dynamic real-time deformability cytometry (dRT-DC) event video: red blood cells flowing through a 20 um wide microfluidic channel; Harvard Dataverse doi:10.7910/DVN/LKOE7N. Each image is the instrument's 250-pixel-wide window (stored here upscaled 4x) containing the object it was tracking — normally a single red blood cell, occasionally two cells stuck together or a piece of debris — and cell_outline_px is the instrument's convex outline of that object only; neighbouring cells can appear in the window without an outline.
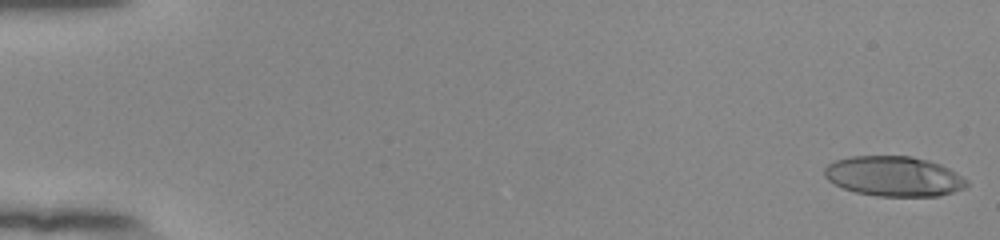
{"species": "human", "species_latin": "Homo sapiens", "temperature_condition": "room temperature", "stored_images_in_passage": 54, "camera_frame_rate_fps": 3000, "um_per_image_px": 0.085, "donor": {"sex": "female"}, "frame": {"image": 1, "passage_image": 1, "time_ms": 0.0, "image_size_px": [1000, 240], "cell_outline_px": [[968, 184], [964, 188], [952, 192], [936, 196], [876, 196], [856, 192], [844, 188], [828, 180], [824, 176], [824, 168], [828, 164], [836, 160], [848, 156], [912, 156], [928, 160], [940, 164], [956, 172], [968, 180]], "centroid_in_image_um": [75.97, 14.98], "position_along_channel_um": 9.0, "area_um2": 33.18}}
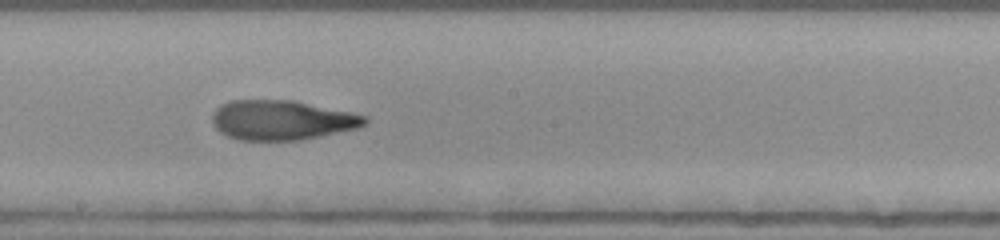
{"frame": {"image": 2, "passage_image": 31, "time_ms": 10.0, "image_size_px": [1000, 240], "cell_outline_px": [[368, 124], [356, 128], [320, 136], [300, 140], [240, 140], [228, 136], [220, 132], [212, 124], [212, 112], [220, 104], [228, 100], [292, 100], [352, 112], [368, 116]], "centroid_in_image_um": [23.94, 10.2], "position_along_channel_um": 224.3, "area_um2": 35.49}}
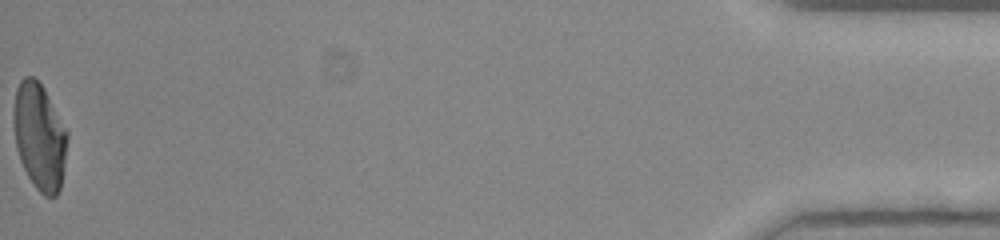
{"frame": {"image": 3, "passage_image": 54, "time_ms": 17.667, "image_size_px": [1000, 240], "cell_outline_px": [[68, 140], [60, 188], [56, 196], [44, 196], [32, 184], [20, 160], [16, 148], [12, 120], [12, 108], [16, 88], [20, 80], [24, 76], [32, 76], [44, 88], [68, 132]], "centroid_in_image_um": [3.33, 11.58], "position_along_channel_um": 431.9, "area_um2": 33.64}, "authors_computed_cell_mechanics": {"area_um2": 34.7089, "velocity_mm_per_s": 3.904, "shape_relaxation_time_tau1_ms": 7.2362, "shape_relaxation_time_tau2_ms": 1.7667, "deformation_change_tau1": 0.2855, "deformation_change_tau2": 0.0988}}